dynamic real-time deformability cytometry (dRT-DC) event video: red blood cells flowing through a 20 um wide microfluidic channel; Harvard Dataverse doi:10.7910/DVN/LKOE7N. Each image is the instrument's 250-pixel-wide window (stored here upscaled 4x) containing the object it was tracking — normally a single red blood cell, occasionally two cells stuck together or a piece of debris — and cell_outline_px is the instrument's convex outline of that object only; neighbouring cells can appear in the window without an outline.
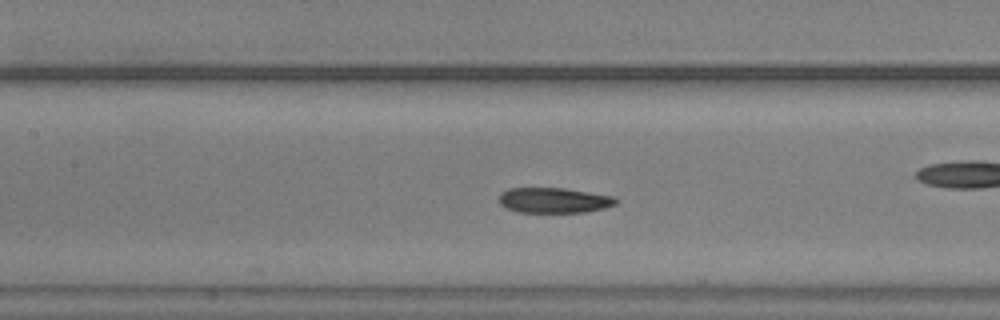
{"species": "common noctule bat (a hibernating species)", "species_latin": "Nyctalus noctula", "temperature_condition": "warm", "stored_images_in_passage": 54, "camera_frame_rate_fps": 3000, "um_per_image_px": 0.085, "animal": {"sex": "male", "body_mass_g": 20.5, "forearm_length_mm": 52.5}, "frame": {"image": 1, "passage_image": 24, "time_ms": 7.667, "image_size_px": [1000, 320], "cell_outline_px": [[616, 204], [604, 208], [584, 212], [520, 212], [504, 208], [500, 204], [500, 192], [508, 188], [564, 188], [616, 196]], "centroid_in_image_um": [47.07, 17.02], "position_along_channel_um": 160.3, "area_um2": 17.28}, "authors_computed_cell_mechanics": {"area_um2": 17.918, "velocity_mm_per_s": 3.7645, "shape_relaxation_time_tau1_ms": 5.6432, "shape_relaxation_time_tau2_ms": null, "deformation_change_tau1": 0.1628, "deformation_change_tau2": null}}